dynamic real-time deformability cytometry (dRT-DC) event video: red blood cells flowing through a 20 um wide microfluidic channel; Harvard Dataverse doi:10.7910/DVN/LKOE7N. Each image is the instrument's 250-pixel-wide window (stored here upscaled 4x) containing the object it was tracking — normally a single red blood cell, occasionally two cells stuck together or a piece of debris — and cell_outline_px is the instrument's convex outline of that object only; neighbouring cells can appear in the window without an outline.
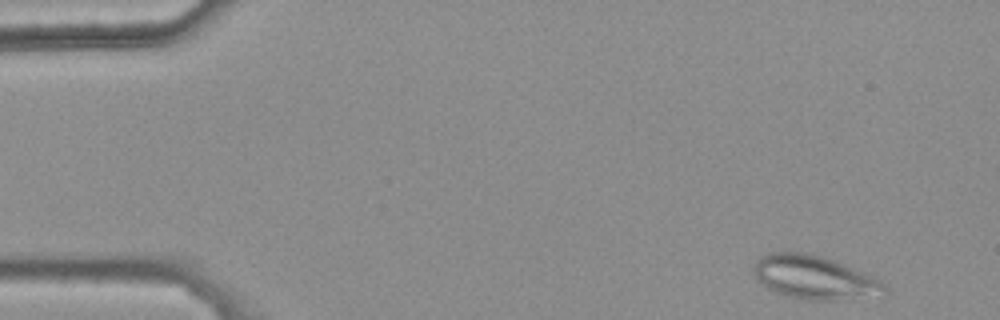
{"species": "common noctule bat (a hibernating species)", "species_latin": "Nyctalus noctula", "temperature_condition": "warm", "stored_images_in_passage": 43, "camera_frame_rate_fps": 3000, "um_per_image_px": 0.085, "animal": {"sex": "female", "body_mass_g": 25.1}, "frame": {"image": 1, "passage_image": 2, "time_ms": 0.333, "image_size_px": [1000, 320], "cell_outline_px": [[888, 292], [884, 296], [836, 300], [808, 300], [776, 292], [760, 284], [752, 268], [756, 260], [760, 256], [768, 252], [808, 252], [836, 260], [872, 276], [880, 280], [888, 288]], "centroid_in_image_um": [69.26, 23.57], "position_along_channel_um": 15.7, "area_um2": 33.64}}
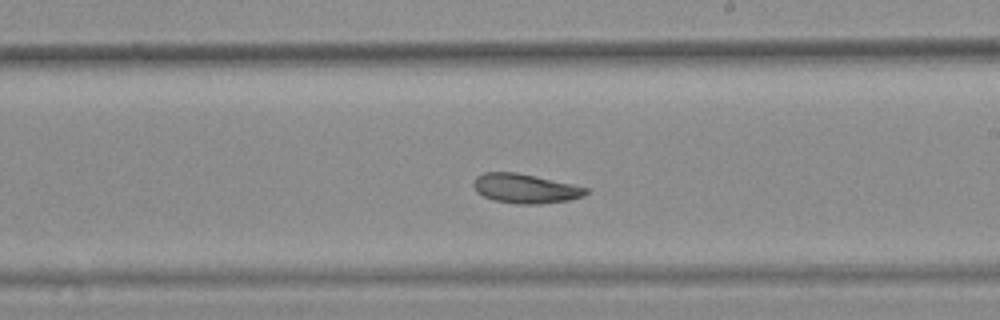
{"frame": {"image": 2, "passage_image": 29, "time_ms": 9.333, "image_size_px": [1000, 320], "cell_outline_px": [[588, 192], [584, 196], [568, 200], [540, 204], [516, 204], [492, 200], [476, 192], [472, 184], [476, 176], [484, 172], [516, 172], [572, 184], [588, 188]], "centroid_in_image_um": [44.61, 16.03], "position_along_channel_um": 244.4, "area_um2": 19.31}}
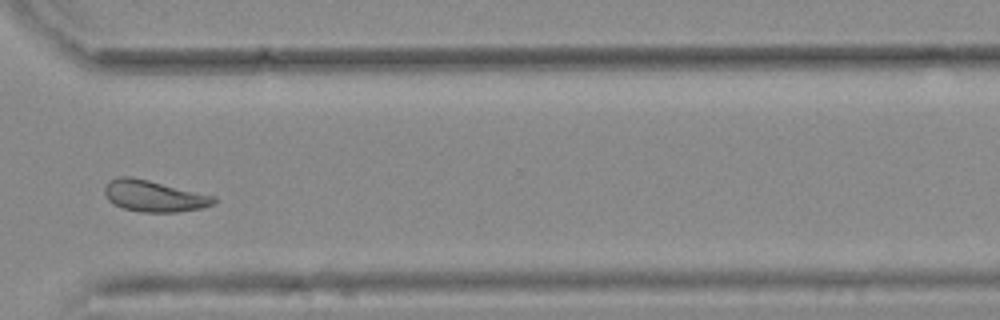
{"frame": {"image": 3, "passage_image": 38, "time_ms": 12.333, "image_size_px": [1000, 320], "cell_outline_px": [[216, 200], [212, 204], [204, 208], [176, 212], [140, 212], [124, 208], [112, 204], [108, 200], [104, 192], [104, 188], [108, 180], [116, 176], [128, 176], [148, 180], [216, 196]], "centroid_in_image_um": [13.06, 16.66], "position_along_channel_um": 357.5, "area_um2": 20.06}, "authors_computed_cell_mechanics": {"area_um2": 20.6924, "velocity_mm_per_s": 3.7489, "shape_relaxation_time_tau1_ms": null, "shape_relaxation_time_tau2_ms": 4.6988, "deformation_change_tau1": null, "deformation_change_tau2": 0.1001}}